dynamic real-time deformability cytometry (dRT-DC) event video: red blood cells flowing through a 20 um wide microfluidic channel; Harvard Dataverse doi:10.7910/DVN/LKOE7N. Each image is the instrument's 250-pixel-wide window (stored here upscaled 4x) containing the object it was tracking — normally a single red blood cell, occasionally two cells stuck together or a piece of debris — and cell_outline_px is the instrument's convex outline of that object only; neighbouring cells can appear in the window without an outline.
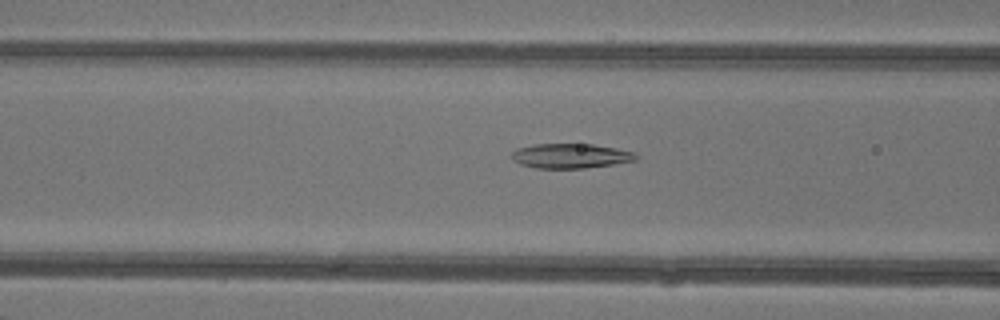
{"species": "common noctule bat (a hibernating species)", "species_latin": "Nyctalus noctula", "temperature_condition": "warm", "stored_images_in_passage": 48, "camera_frame_rate_fps": 3000, "um_per_image_px": 0.085, "animal": {"sex": "female"}, "frame": {"image": 1, "passage_image": 20, "time_ms": 6.333, "image_size_px": [1000, 320], "cell_outline_px": [[640, 156], [636, 160], [612, 164], [584, 168], [536, 168], [520, 164], [512, 160], [512, 152], [516, 148], [536, 144], [592, 144], [616, 148], [636, 152]], "centroid_in_image_um": [48.51, 13.25], "position_along_channel_um": 118.1, "area_um2": 17.92}}
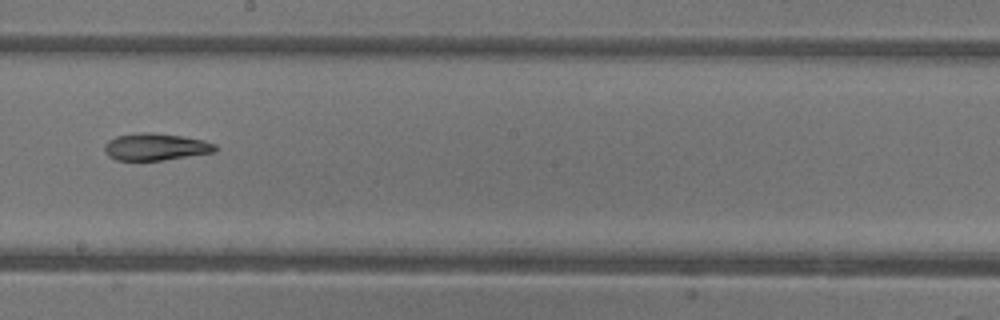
{"frame": {"image": 2, "passage_image": 28, "time_ms": 9.0, "image_size_px": [1000, 320], "cell_outline_px": [[216, 152], [164, 160], [116, 160], [108, 156], [104, 152], [104, 144], [108, 140], [116, 136], [140, 132], [148, 132], [184, 136], [204, 140], [216, 144]], "centroid_in_image_um": [13.22, 12.48], "position_along_channel_um": 235.0, "area_um2": 17.63}}
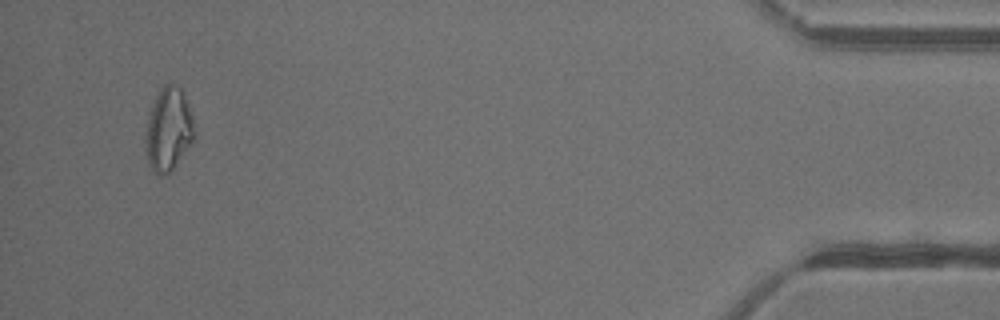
{"frame": {"image": 3, "passage_image": 46, "time_ms": 15.0, "image_size_px": [1000, 320], "cell_outline_px": [[196, 136], [192, 144], [172, 168], [164, 176], [160, 176], [148, 164], [144, 140], [148, 120], [152, 104], [160, 88], [164, 84], [172, 84], [180, 88], [184, 92], [196, 132]], "centroid_in_image_um": [14.32, 11.0], "position_along_channel_um": 420.9, "area_um2": 23.58}, "authors_computed_cell_mechanics": {"area_um2": 19.941, "velocity_mm_per_s": 4.3742, "shape_relaxation_time_tau1_ms": null, "shape_relaxation_time_tau2_ms": 5.599, "deformation_change_tau1": null, "deformation_change_tau2": 0.129}}